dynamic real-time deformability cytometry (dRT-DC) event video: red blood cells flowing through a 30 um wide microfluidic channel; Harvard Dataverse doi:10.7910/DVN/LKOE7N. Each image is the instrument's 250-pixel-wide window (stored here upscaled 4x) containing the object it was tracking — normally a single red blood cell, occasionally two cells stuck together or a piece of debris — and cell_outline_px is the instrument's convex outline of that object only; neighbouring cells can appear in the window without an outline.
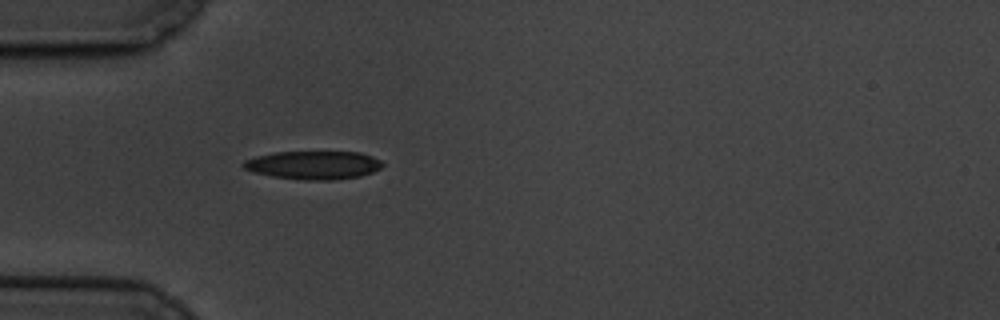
{"species": "common noctule bat (a hibernating species)", "species_latin": "Nyctalus noctula", "temperature_condition": "cold", "stored_images_in_passage": 1, "camera_frame_rate_fps": 3000, "um_per_image_px": 0.085, "animal": {"sex": "male", "body_mass_g": 19.5, "forearm_length_mm": 54.6}, "frame": {"image": 1, "passage_image": 1, "time_ms": 0.0, "image_size_px": [1000, 320], "cell_outline_px": [[384, 164], [380, 168], [372, 172], [360, 176], [332, 180], [304, 180], [272, 176], [252, 172], [244, 168], [240, 164], [244, 160], [256, 156], [272, 152], [360, 152], [372, 156], [380, 160]], "centroid_in_image_um": [26.62, 14.03], "position_along_channel_um": 58.4, "area_um2": 23.06}}